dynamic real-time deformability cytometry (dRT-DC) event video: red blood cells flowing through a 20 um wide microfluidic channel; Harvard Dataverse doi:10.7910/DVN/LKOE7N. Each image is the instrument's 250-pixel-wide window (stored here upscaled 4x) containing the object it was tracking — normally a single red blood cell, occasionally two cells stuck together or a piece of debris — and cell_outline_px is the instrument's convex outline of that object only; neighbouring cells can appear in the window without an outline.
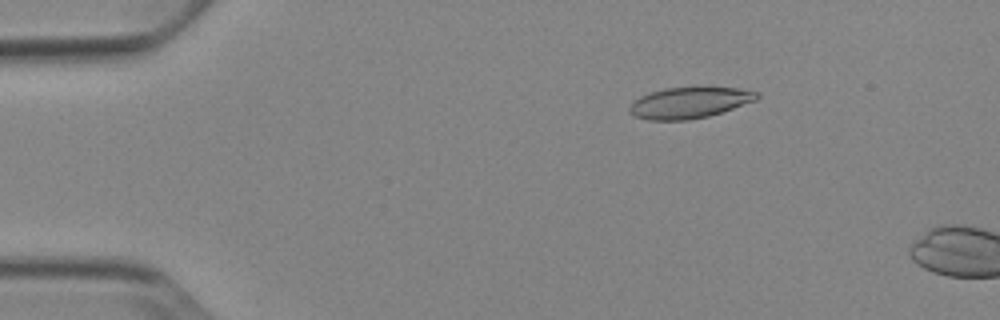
{"species": "Egyptian fruit bat (a non-hibernating species)", "species_latin": "Rousettus aegyptiacus", "temperature_condition": "cold", "stored_images_in_passage": 12, "camera_frame_rate_fps": 3000, "um_per_image_px": 0.085, "animal": {"sex": "female"}, "frame": {"image": 1, "passage_image": 9, "time_ms": 2.667, "image_size_px": [1000, 320], "cell_outline_px": [[760, 96], [756, 100], [708, 116], [688, 120], [648, 120], [636, 116], [628, 108], [640, 96], [664, 88], [696, 84], [736, 88], [760, 92]], "centroid_in_image_um": [58.65, 8.67], "position_along_channel_um": 26.3, "area_um2": 23.58}}